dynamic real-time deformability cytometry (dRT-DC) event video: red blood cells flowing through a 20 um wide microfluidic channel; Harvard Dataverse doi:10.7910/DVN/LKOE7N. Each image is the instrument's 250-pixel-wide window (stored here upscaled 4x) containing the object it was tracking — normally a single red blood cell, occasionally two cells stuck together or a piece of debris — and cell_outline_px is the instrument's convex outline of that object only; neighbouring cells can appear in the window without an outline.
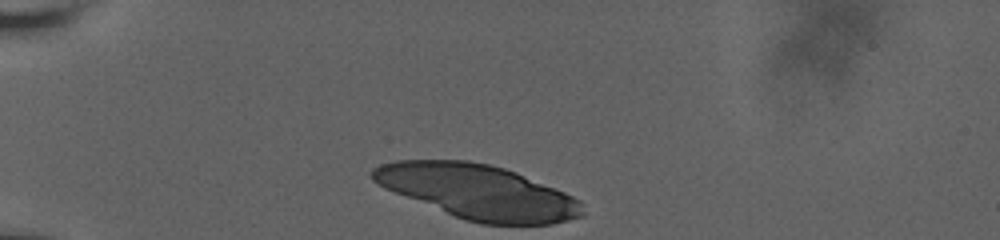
{"species": "human", "species_latin": "Homo sapiens", "temperature_condition": "room temperature", "stored_images_in_passage": 8, "camera_frame_rate_fps": 3000, "um_per_image_px": 0.085, "donor": {"sex": "male"}, "frame": {"image": 1, "passage_image": 1, "time_ms": 0.0, "image_size_px": [1000, 240], "cell_outline_px": [[584, 216], [552, 224], [480, 224], [464, 220], [384, 188], [372, 180], [368, 176], [372, 168], [380, 164], [396, 160], [468, 160], [488, 164], [504, 168], [516, 172], [564, 192], [580, 200], [584, 212]], "centroid_in_image_um": [40.6, 16.3], "position_along_channel_um": 44.4, "area_um2": 66.47}}